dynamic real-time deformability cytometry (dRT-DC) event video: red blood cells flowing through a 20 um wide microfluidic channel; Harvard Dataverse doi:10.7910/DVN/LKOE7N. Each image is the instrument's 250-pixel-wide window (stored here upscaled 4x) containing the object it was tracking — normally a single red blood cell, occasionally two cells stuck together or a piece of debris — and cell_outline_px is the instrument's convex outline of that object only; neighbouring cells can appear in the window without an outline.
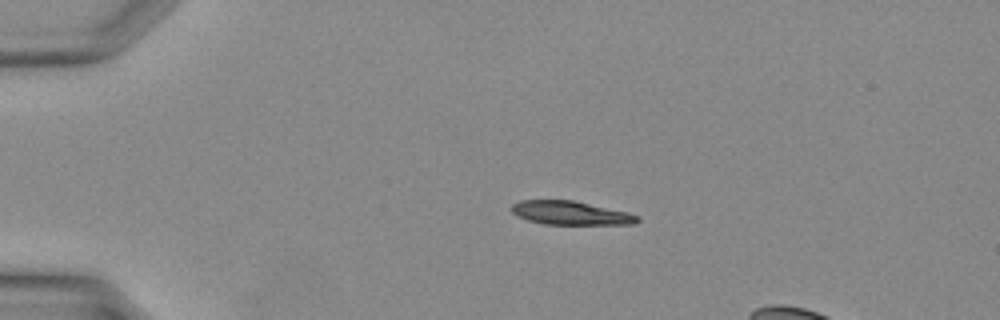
{"species": "Egyptian fruit bat (a non-hibernating species)", "species_latin": "Rousettus aegyptiacus", "temperature_condition": "warm", "stored_images_in_passage": 29, "camera_frame_rate_fps": 3000, "um_per_image_px": 0.085, "animal": {"sex": "female"}, "frame": {"image": 1, "passage_image": 1, "time_ms": 0.0, "image_size_px": [1000, 320], "cell_outline_px": [[640, 220], [636, 224], [544, 224], [528, 220], [512, 212], [512, 204], [520, 200], [572, 200], [628, 212], [640, 216]], "centroid_in_image_um": [48.54, 18.1], "position_along_channel_um": 36.5, "area_um2": 17.22}}
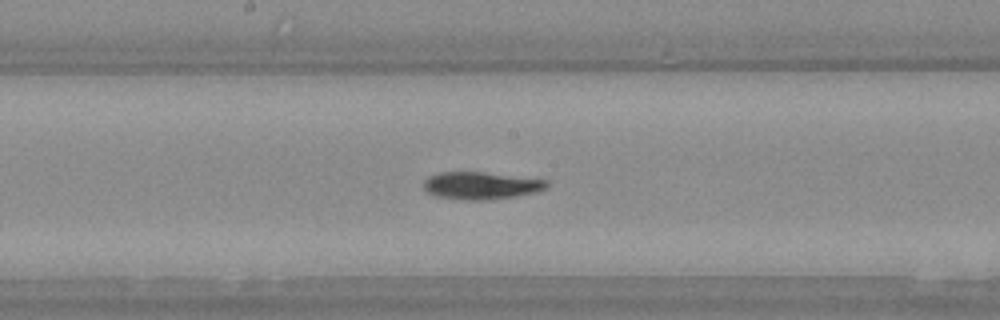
{"frame": {"image": 2, "passage_image": 13, "time_ms": 4.0, "image_size_px": [1000, 320], "cell_outline_px": [[548, 188], [536, 192], [516, 196], [484, 200], [472, 200], [436, 196], [428, 192], [424, 188], [424, 180], [428, 176], [440, 172], [480, 172], [544, 180], [548, 184]], "centroid_in_image_um": [40.86, 15.77], "position_along_channel_um": 207.3, "area_um2": 19.25}}
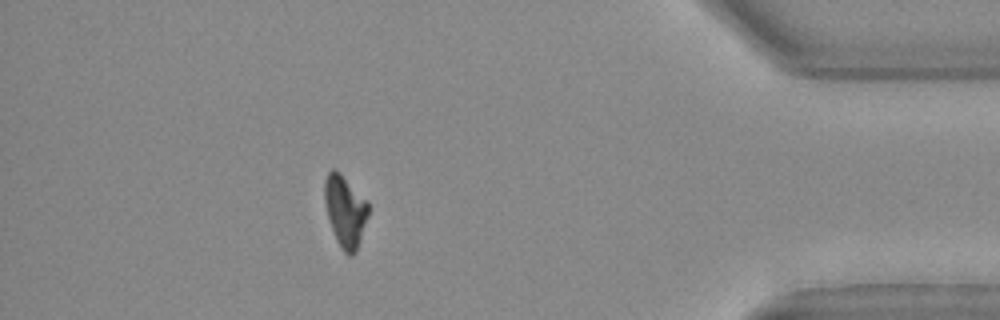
{"frame": {"image": 3, "passage_image": 26, "time_ms": 8.333, "image_size_px": [1000, 320], "cell_outline_px": [[368, 216], [356, 252], [352, 256], [348, 256], [340, 248], [336, 240], [328, 220], [324, 200], [324, 180], [328, 172], [332, 168], [336, 168], [368, 200]], "centroid_in_image_um": [29.33, 17.92], "position_along_channel_um": 405.9, "area_um2": 18.61}}